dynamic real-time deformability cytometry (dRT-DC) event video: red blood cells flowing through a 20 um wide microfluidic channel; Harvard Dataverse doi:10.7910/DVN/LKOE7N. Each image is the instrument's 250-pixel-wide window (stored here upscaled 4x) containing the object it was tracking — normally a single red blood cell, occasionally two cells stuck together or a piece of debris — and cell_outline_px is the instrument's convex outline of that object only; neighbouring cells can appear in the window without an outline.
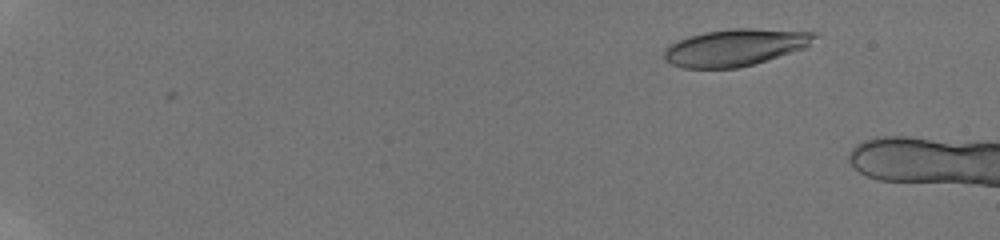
{"species": "human", "species_latin": "Homo sapiens", "temperature_condition": "room temperature", "stored_images_in_passage": 9, "camera_frame_rate_fps": 3000, "um_per_image_px": 0.085, "donor": {"sex": "male"}, "frame": {"image": 1, "passage_image": 6, "time_ms": 2.667, "image_size_px": [1000, 240], "cell_outline_px": [[820, 32], [804, 48], [740, 68], [684, 68], [672, 64], [664, 60], [664, 48], [668, 44], [688, 36], [704, 32], [732, 28], [752, 28]], "centroid_in_image_um": [62.45, 4.02], "position_along_channel_um": 22.6, "area_um2": 32.37}}